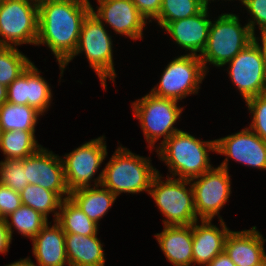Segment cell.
<instances>
[{
    "instance_id": "e0dca14e",
    "label": "cell",
    "mask_w": 266,
    "mask_h": 266,
    "mask_svg": "<svg viewBox=\"0 0 266 266\" xmlns=\"http://www.w3.org/2000/svg\"><path fill=\"white\" fill-rule=\"evenodd\" d=\"M220 221V228L213 225L212 220H200L192 224L193 265L207 266L214 257L224 251L226 236L231 231L224 220Z\"/></svg>"
},
{
    "instance_id": "8d00e7d4",
    "label": "cell",
    "mask_w": 266,
    "mask_h": 266,
    "mask_svg": "<svg viewBox=\"0 0 266 266\" xmlns=\"http://www.w3.org/2000/svg\"><path fill=\"white\" fill-rule=\"evenodd\" d=\"M12 239L6 225L5 219H0V253L5 254L9 252Z\"/></svg>"
},
{
    "instance_id": "1f68e13d",
    "label": "cell",
    "mask_w": 266,
    "mask_h": 266,
    "mask_svg": "<svg viewBox=\"0 0 266 266\" xmlns=\"http://www.w3.org/2000/svg\"><path fill=\"white\" fill-rule=\"evenodd\" d=\"M245 103L253 115L249 128L266 141V93L252 97Z\"/></svg>"
},
{
    "instance_id": "2e32d148",
    "label": "cell",
    "mask_w": 266,
    "mask_h": 266,
    "mask_svg": "<svg viewBox=\"0 0 266 266\" xmlns=\"http://www.w3.org/2000/svg\"><path fill=\"white\" fill-rule=\"evenodd\" d=\"M208 9L206 5L198 14L172 21L163 28L189 55L200 56L206 47L211 24Z\"/></svg>"
},
{
    "instance_id": "4dcf8cb0",
    "label": "cell",
    "mask_w": 266,
    "mask_h": 266,
    "mask_svg": "<svg viewBox=\"0 0 266 266\" xmlns=\"http://www.w3.org/2000/svg\"><path fill=\"white\" fill-rule=\"evenodd\" d=\"M22 159L0 161V183L16 192H21L29 184Z\"/></svg>"
},
{
    "instance_id": "3957f363",
    "label": "cell",
    "mask_w": 266,
    "mask_h": 266,
    "mask_svg": "<svg viewBox=\"0 0 266 266\" xmlns=\"http://www.w3.org/2000/svg\"><path fill=\"white\" fill-rule=\"evenodd\" d=\"M121 146V147H120ZM103 168L101 185L117 197L121 193L150 192V185L158 170L149 157L132 153L120 145Z\"/></svg>"
},
{
    "instance_id": "836d02e7",
    "label": "cell",
    "mask_w": 266,
    "mask_h": 266,
    "mask_svg": "<svg viewBox=\"0 0 266 266\" xmlns=\"http://www.w3.org/2000/svg\"><path fill=\"white\" fill-rule=\"evenodd\" d=\"M242 4L252 16L247 23L251 32L255 35L256 25L260 31L266 30V0H243Z\"/></svg>"
},
{
    "instance_id": "5bb4252c",
    "label": "cell",
    "mask_w": 266,
    "mask_h": 266,
    "mask_svg": "<svg viewBox=\"0 0 266 266\" xmlns=\"http://www.w3.org/2000/svg\"><path fill=\"white\" fill-rule=\"evenodd\" d=\"M48 150L42 146L34 154L22 159L26 179L29 184L56 192L62 199L69 198L61 157Z\"/></svg>"
},
{
    "instance_id": "6da1fadb",
    "label": "cell",
    "mask_w": 266,
    "mask_h": 266,
    "mask_svg": "<svg viewBox=\"0 0 266 266\" xmlns=\"http://www.w3.org/2000/svg\"><path fill=\"white\" fill-rule=\"evenodd\" d=\"M91 12L89 0H46L38 4L36 45H46L64 72L63 64L76 50L81 27Z\"/></svg>"
},
{
    "instance_id": "f546056e",
    "label": "cell",
    "mask_w": 266,
    "mask_h": 266,
    "mask_svg": "<svg viewBox=\"0 0 266 266\" xmlns=\"http://www.w3.org/2000/svg\"><path fill=\"white\" fill-rule=\"evenodd\" d=\"M52 97L49 84L32 62L28 67V105L43 115L51 105Z\"/></svg>"
},
{
    "instance_id": "d590c367",
    "label": "cell",
    "mask_w": 266,
    "mask_h": 266,
    "mask_svg": "<svg viewBox=\"0 0 266 266\" xmlns=\"http://www.w3.org/2000/svg\"><path fill=\"white\" fill-rule=\"evenodd\" d=\"M138 11L151 22L160 12L162 0H132ZM151 18V19H150Z\"/></svg>"
},
{
    "instance_id": "ba28073f",
    "label": "cell",
    "mask_w": 266,
    "mask_h": 266,
    "mask_svg": "<svg viewBox=\"0 0 266 266\" xmlns=\"http://www.w3.org/2000/svg\"><path fill=\"white\" fill-rule=\"evenodd\" d=\"M105 136L92 139L83 143L72 152L61 157L64 169V177L69 192L80 188L101 185L103 169L97 178L94 175L98 172L103 160L107 156ZM94 182V185L91 184Z\"/></svg>"
},
{
    "instance_id": "603a6c76",
    "label": "cell",
    "mask_w": 266,
    "mask_h": 266,
    "mask_svg": "<svg viewBox=\"0 0 266 266\" xmlns=\"http://www.w3.org/2000/svg\"><path fill=\"white\" fill-rule=\"evenodd\" d=\"M56 222L65 233L83 236L98 234V224L93 222L70 197L63 199Z\"/></svg>"
},
{
    "instance_id": "ab89813d",
    "label": "cell",
    "mask_w": 266,
    "mask_h": 266,
    "mask_svg": "<svg viewBox=\"0 0 266 266\" xmlns=\"http://www.w3.org/2000/svg\"><path fill=\"white\" fill-rule=\"evenodd\" d=\"M6 266H37L35 265L32 260L30 259V257L21 259L19 261H16L14 263L8 264Z\"/></svg>"
},
{
    "instance_id": "8992f818",
    "label": "cell",
    "mask_w": 266,
    "mask_h": 266,
    "mask_svg": "<svg viewBox=\"0 0 266 266\" xmlns=\"http://www.w3.org/2000/svg\"><path fill=\"white\" fill-rule=\"evenodd\" d=\"M112 42L105 24L90 12L83 21L76 50L63 64L64 68L75 56L85 53L90 67L98 75L105 90L107 78L114 82L117 75L114 69Z\"/></svg>"
},
{
    "instance_id": "4316f807",
    "label": "cell",
    "mask_w": 266,
    "mask_h": 266,
    "mask_svg": "<svg viewBox=\"0 0 266 266\" xmlns=\"http://www.w3.org/2000/svg\"><path fill=\"white\" fill-rule=\"evenodd\" d=\"M8 219H11L10 221ZM11 239L14 228L18 233L33 239L48 223V219L31 207L21 205L17 210L5 218ZM14 227V228H13Z\"/></svg>"
},
{
    "instance_id": "4fadbf2b",
    "label": "cell",
    "mask_w": 266,
    "mask_h": 266,
    "mask_svg": "<svg viewBox=\"0 0 266 266\" xmlns=\"http://www.w3.org/2000/svg\"><path fill=\"white\" fill-rule=\"evenodd\" d=\"M216 140V153L226 156L219 165L228 170V159L266 170V141L250 128Z\"/></svg>"
},
{
    "instance_id": "d6a6232c",
    "label": "cell",
    "mask_w": 266,
    "mask_h": 266,
    "mask_svg": "<svg viewBox=\"0 0 266 266\" xmlns=\"http://www.w3.org/2000/svg\"><path fill=\"white\" fill-rule=\"evenodd\" d=\"M7 102L28 105V68L7 87Z\"/></svg>"
},
{
    "instance_id": "ac0fdd59",
    "label": "cell",
    "mask_w": 266,
    "mask_h": 266,
    "mask_svg": "<svg viewBox=\"0 0 266 266\" xmlns=\"http://www.w3.org/2000/svg\"><path fill=\"white\" fill-rule=\"evenodd\" d=\"M265 241L256 226L249 230L230 231L224 251L236 266H254L266 258Z\"/></svg>"
},
{
    "instance_id": "52a82bcc",
    "label": "cell",
    "mask_w": 266,
    "mask_h": 266,
    "mask_svg": "<svg viewBox=\"0 0 266 266\" xmlns=\"http://www.w3.org/2000/svg\"><path fill=\"white\" fill-rule=\"evenodd\" d=\"M177 100L161 98L150 92L141 99L132 102L134 117L139 120L149 148H154L155 142L163 137L164 143L174 133L181 131L174 127L183 111Z\"/></svg>"
},
{
    "instance_id": "ee69618b",
    "label": "cell",
    "mask_w": 266,
    "mask_h": 266,
    "mask_svg": "<svg viewBox=\"0 0 266 266\" xmlns=\"http://www.w3.org/2000/svg\"><path fill=\"white\" fill-rule=\"evenodd\" d=\"M211 0H206V3H207V5H209V2H210ZM212 1H214V0H212ZM228 1H230V0H228ZM232 1V0H231ZM239 1H241V3H242V1L243 0H239Z\"/></svg>"
},
{
    "instance_id": "cb8c5ba5",
    "label": "cell",
    "mask_w": 266,
    "mask_h": 266,
    "mask_svg": "<svg viewBox=\"0 0 266 266\" xmlns=\"http://www.w3.org/2000/svg\"><path fill=\"white\" fill-rule=\"evenodd\" d=\"M40 116L42 114L29 105L4 102L0 106V129L35 131Z\"/></svg>"
},
{
    "instance_id": "7402d4cb",
    "label": "cell",
    "mask_w": 266,
    "mask_h": 266,
    "mask_svg": "<svg viewBox=\"0 0 266 266\" xmlns=\"http://www.w3.org/2000/svg\"><path fill=\"white\" fill-rule=\"evenodd\" d=\"M70 198L93 222L98 224L113 206L117 196L109 189L98 185L74 190L70 192Z\"/></svg>"
},
{
    "instance_id": "9c48e42d",
    "label": "cell",
    "mask_w": 266,
    "mask_h": 266,
    "mask_svg": "<svg viewBox=\"0 0 266 266\" xmlns=\"http://www.w3.org/2000/svg\"><path fill=\"white\" fill-rule=\"evenodd\" d=\"M37 38L38 4L31 0H3L0 3V46L36 45Z\"/></svg>"
},
{
    "instance_id": "e575fe53",
    "label": "cell",
    "mask_w": 266,
    "mask_h": 266,
    "mask_svg": "<svg viewBox=\"0 0 266 266\" xmlns=\"http://www.w3.org/2000/svg\"><path fill=\"white\" fill-rule=\"evenodd\" d=\"M22 205L19 192L0 183V215L5 219Z\"/></svg>"
},
{
    "instance_id": "d4e9b609",
    "label": "cell",
    "mask_w": 266,
    "mask_h": 266,
    "mask_svg": "<svg viewBox=\"0 0 266 266\" xmlns=\"http://www.w3.org/2000/svg\"><path fill=\"white\" fill-rule=\"evenodd\" d=\"M41 147L35 138V131H1L0 150L5 159H24Z\"/></svg>"
},
{
    "instance_id": "60d3db41",
    "label": "cell",
    "mask_w": 266,
    "mask_h": 266,
    "mask_svg": "<svg viewBox=\"0 0 266 266\" xmlns=\"http://www.w3.org/2000/svg\"><path fill=\"white\" fill-rule=\"evenodd\" d=\"M7 102V87L0 83V106Z\"/></svg>"
},
{
    "instance_id": "b9f144b4",
    "label": "cell",
    "mask_w": 266,
    "mask_h": 266,
    "mask_svg": "<svg viewBox=\"0 0 266 266\" xmlns=\"http://www.w3.org/2000/svg\"><path fill=\"white\" fill-rule=\"evenodd\" d=\"M254 266H266V258L261 263Z\"/></svg>"
},
{
    "instance_id": "484cf974",
    "label": "cell",
    "mask_w": 266,
    "mask_h": 266,
    "mask_svg": "<svg viewBox=\"0 0 266 266\" xmlns=\"http://www.w3.org/2000/svg\"><path fill=\"white\" fill-rule=\"evenodd\" d=\"M19 194L23 205L33 208L47 219L50 213H54L53 221L57 220L63 199L56 192L28 184Z\"/></svg>"
},
{
    "instance_id": "30bf717a",
    "label": "cell",
    "mask_w": 266,
    "mask_h": 266,
    "mask_svg": "<svg viewBox=\"0 0 266 266\" xmlns=\"http://www.w3.org/2000/svg\"><path fill=\"white\" fill-rule=\"evenodd\" d=\"M206 75L200 56L183 54L169 62L150 93L179 101L190 94H197Z\"/></svg>"
},
{
    "instance_id": "7a4b0ae2",
    "label": "cell",
    "mask_w": 266,
    "mask_h": 266,
    "mask_svg": "<svg viewBox=\"0 0 266 266\" xmlns=\"http://www.w3.org/2000/svg\"><path fill=\"white\" fill-rule=\"evenodd\" d=\"M158 146L155 150L169 167L170 177L190 180L213 167L208 152H216V140L201 141L181 130Z\"/></svg>"
},
{
    "instance_id": "ffe728a7",
    "label": "cell",
    "mask_w": 266,
    "mask_h": 266,
    "mask_svg": "<svg viewBox=\"0 0 266 266\" xmlns=\"http://www.w3.org/2000/svg\"><path fill=\"white\" fill-rule=\"evenodd\" d=\"M154 236L171 264L174 266L193 264L192 225H164L163 231Z\"/></svg>"
},
{
    "instance_id": "8fae6325",
    "label": "cell",
    "mask_w": 266,
    "mask_h": 266,
    "mask_svg": "<svg viewBox=\"0 0 266 266\" xmlns=\"http://www.w3.org/2000/svg\"><path fill=\"white\" fill-rule=\"evenodd\" d=\"M196 215L201 220H213L222 217L219 211L228 202L231 195V178L229 171L220 166L206 171L201 176L190 179Z\"/></svg>"
},
{
    "instance_id": "44dd1931",
    "label": "cell",
    "mask_w": 266,
    "mask_h": 266,
    "mask_svg": "<svg viewBox=\"0 0 266 266\" xmlns=\"http://www.w3.org/2000/svg\"><path fill=\"white\" fill-rule=\"evenodd\" d=\"M65 248L69 266L105 265L103 243L97 235L65 233Z\"/></svg>"
},
{
    "instance_id": "7c38bea8",
    "label": "cell",
    "mask_w": 266,
    "mask_h": 266,
    "mask_svg": "<svg viewBox=\"0 0 266 266\" xmlns=\"http://www.w3.org/2000/svg\"><path fill=\"white\" fill-rule=\"evenodd\" d=\"M227 64L229 77L245 101L266 93L264 60L254 40L225 65Z\"/></svg>"
},
{
    "instance_id": "9a60e30c",
    "label": "cell",
    "mask_w": 266,
    "mask_h": 266,
    "mask_svg": "<svg viewBox=\"0 0 266 266\" xmlns=\"http://www.w3.org/2000/svg\"><path fill=\"white\" fill-rule=\"evenodd\" d=\"M99 7L91 12L102 23H108L116 34L124 35L132 40L143 37L144 26L147 24L145 17L138 11L132 0H97ZM97 11V12H96Z\"/></svg>"
},
{
    "instance_id": "f1b7e54d",
    "label": "cell",
    "mask_w": 266,
    "mask_h": 266,
    "mask_svg": "<svg viewBox=\"0 0 266 266\" xmlns=\"http://www.w3.org/2000/svg\"><path fill=\"white\" fill-rule=\"evenodd\" d=\"M31 63L17 47L0 46V83L8 87Z\"/></svg>"
},
{
    "instance_id": "d6986e66",
    "label": "cell",
    "mask_w": 266,
    "mask_h": 266,
    "mask_svg": "<svg viewBox=\"0 0 266 266\" xmlns=\"http://www.w3.org/2000/svg\"><path fill=\"white\" fill-rule=\"evenodd\" d=\"M47 223L32 239V253L37 266H69L65 248V232L54 221Z\"/></svg>"
},
{
    "instance_id": "277c9868",
    "label": "cell",
    "mask_w": 266,
    "mask_h": 266,
    "mask_svg": "<svg viewBox=\"0 0 266 266\" xmlns=\"http://www.w3.org/2000/svg\"><path fill=\"white\" fill-rule=\"evenodd\" d=\"M254 34L249 25L242 26L238 15L223 13L215 21H211L208 41L200 55L205 72L207 63L215 67H223L242 49L253 41Z\"/></svg>"
},
{
    "instance_id": "7bdbcfd3",
    "label": "cell",
    "mask_w": 266,
    "mask_h": 266,
    "mask_svg": "<svg viewBox=\"0 0 266 266\" xmlns=\"http://www.w3.org/2000/svg\"><path fill=\"white\" fill-rule=\"evenodd\" d=\"M31 1H34V2H36L37 4H39L40 2H43V1H46V0H31Z\"/></svg>"
},
{
    "instance_id": "f35d334b",
    "label": "cell",
    "mask_w": 266,
    "mask_h": 266,
    "mask_svg": "<svg viewBox=\"0 0 266 266\" xmlns=\"http://www.w3.org/2000/svg\"><path fill=\"white\" fill-rule=\"evenodd\" d=\"M261 37H256V35H254L253 40L258 44V47L260 48L261 52H262V56H263V60H264V65H265V69H266V30H263L260 32ZM261 40V45L259 43V41Z\"/></svg>"
},
{
    "instance_id": "74e56055",
    "label": "cell",
    "mask_w": 266,
    "mask_h": 266,
    "mask_svg": "<svg viewBox=\"0 0 266 266\" xmlns=\"http://www.w3.org/2000/svg\"><path fill=\"white\" fill-rule=\"evenodd\" d=\"M207 266H236L225 251L217 255Z\"/></svg>"
},
{
    "instance_id": "5b68a950",
    "label": "cell",
    "mask_w": 266,
    "mask_h": 266,
    "mask_svg": "<svg viewBox=\"0 0 266 266\" xmlns=\"http://www.w3.org/2000/svg\"><path fill=\"white\" fill-rule=\"evenodd\" d=\"M160 172L153 177L149 195L165 216L164 225H192L198 221L194 205V193L190 180L167 176L163 181ZM190 186V188L187 186Z\"/></svg>"
},
{
    "instance_id": "83f0119b",
    "label": "cell",
    "mask_w": 266,
    "mask_h": 266,
    "mask_svg": "<svg viewBox=\"0 0 266 266\" xmlns=\"http://www.w3.org/2000/svg\"><path fill=\"white\" fill-rule=\"evenodd\" d=\"M206 5V0H162L159 15L154 20L164 28L172 21L198 14Z\"/></svg>"
}]
</instances>
